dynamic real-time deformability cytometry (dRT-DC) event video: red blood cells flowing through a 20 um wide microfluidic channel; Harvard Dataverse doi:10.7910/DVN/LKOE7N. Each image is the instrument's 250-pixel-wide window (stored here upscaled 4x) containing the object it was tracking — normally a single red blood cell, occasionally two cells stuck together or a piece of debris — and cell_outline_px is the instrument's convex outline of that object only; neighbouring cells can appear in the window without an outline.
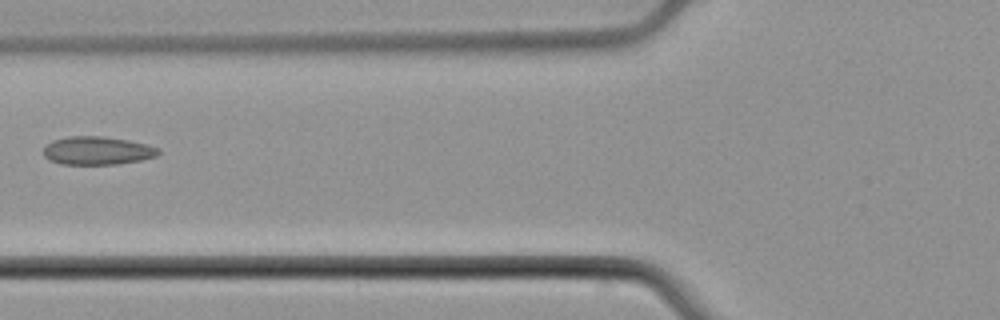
{"species": "common noctule bat (a hibernating species)", "species_latin": "Nyctalus noctula", "temperature_condition": "cold", "stored_images_in_passage": 6, "camera_frame_rate_fps": 3000, "um_per_image_px": 0.085, "animal": {"sex": "male", "body_mass_g": 21.5, "forearm_length_mm": 52.0}, "frame": {"image": 1, "passage_image": 6, "time_ms": 7.0, "image_size_px": [1000, 320], "cell_outline_px": [[160, 152], [156, 156], [140, 160], [116, 164], [60, 164], [48, 160], [44, 156], [44, 144], [52, 140], [68, 136], [104, 136], [128, 140], [160, 148]], "centroid_in_image_um": [8.22, 12.8], "position_along_channel_um": 117.6, "area_um2": 19.02}}